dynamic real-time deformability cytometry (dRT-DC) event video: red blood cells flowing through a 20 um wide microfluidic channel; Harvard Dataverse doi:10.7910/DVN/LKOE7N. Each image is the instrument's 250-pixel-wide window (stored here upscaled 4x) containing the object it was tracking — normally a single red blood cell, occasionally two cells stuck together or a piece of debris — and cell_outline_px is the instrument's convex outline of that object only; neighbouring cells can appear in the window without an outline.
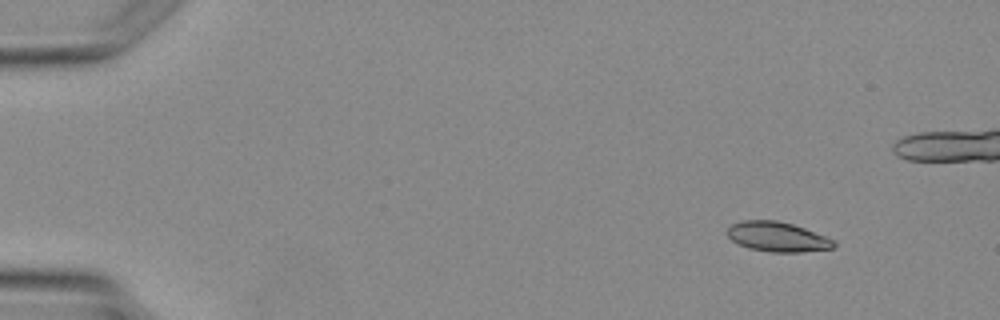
{"species": "Egyptian fruit bat (a non-hibernating species)", "species_latin": "Rousettus aegyptiacus", "temperature_condition": "warm", "stored_images_in_passage": 5, "camera_frame_rate_fps": 3000, "um_per_image_px": 0.085, "animal": {"sex": "female"}, "frame": {"image": 1, "passage_image": 1, "time_ms": 0.0, "image_size_px": [1000, 320], "cell_outline_px": [[836, 244], [832, 248], [800, 252], [772, 252], [748, 248], [732, 240], [728, 236], [728, 228], [732, 224], [744, 220], [776, 220], [792, 224], [804, 228], [836, 240]], "centroid_in_image_um": [66.1, 20.13], "position_along_channel_um": 18.9, "area_um2": 18.32}}
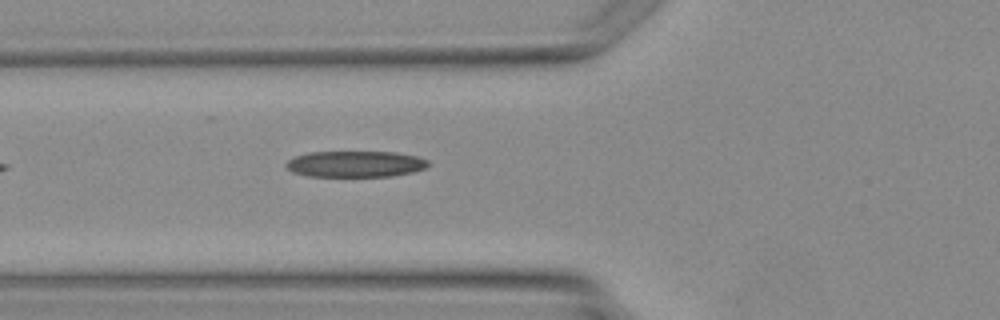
{"frame": {"image": 2, "passage_image": 5, "time_ms": 7.0, "image_size_px": [1000, 320], "cell_outline_px": [[428, 168], [416, 172], [392, 176], [308, 176], [292, 172], [284, 164], [288, 160], [296, 156], [308, 152], [396, 152], [416, 156], [428, 160]], "centroid_in_image_um": [30.24, 13.94], "position_along_channel_um": 95.6, "area_um2": 21.79}}